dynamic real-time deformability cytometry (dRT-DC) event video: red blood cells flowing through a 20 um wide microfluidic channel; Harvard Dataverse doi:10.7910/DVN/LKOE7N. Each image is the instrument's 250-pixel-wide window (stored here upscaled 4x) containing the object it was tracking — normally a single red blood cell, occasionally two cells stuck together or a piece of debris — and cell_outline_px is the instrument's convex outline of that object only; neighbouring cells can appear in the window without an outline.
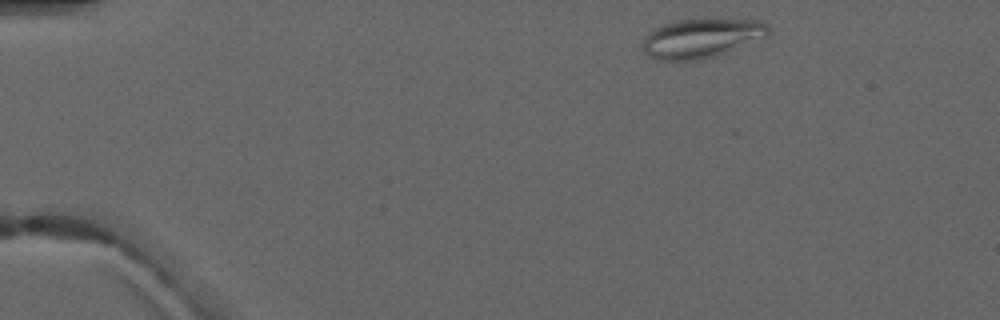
{"species": "common noctule bat (a hibernating species)", "species_latin": "Nyctalus noctula", "temperature_condition": "warm", "stored_images_in_passage": 3, "camera_frame_rate_fps": 3000, "um_per_image_px": 0.085, "animal": {"sex": "male", "forearm_length_mm": 52.5}, "frame": {"image": 1, "passage_image": 1, "time_ms": 0.0, "image_size_px": [1000, 320], "cell_outline_px": [[768, 36], [716, 56], [700, 60], [656, 60], [644, 52], [644, 36], [648, 32], [664, 24], [680, 20], [756, 20], [764, 24], [768, 28]], "centroid_in_image_um": [59.59, 3.27], "position_along_channel_um": 25.4, "area_um2": 28.15}}